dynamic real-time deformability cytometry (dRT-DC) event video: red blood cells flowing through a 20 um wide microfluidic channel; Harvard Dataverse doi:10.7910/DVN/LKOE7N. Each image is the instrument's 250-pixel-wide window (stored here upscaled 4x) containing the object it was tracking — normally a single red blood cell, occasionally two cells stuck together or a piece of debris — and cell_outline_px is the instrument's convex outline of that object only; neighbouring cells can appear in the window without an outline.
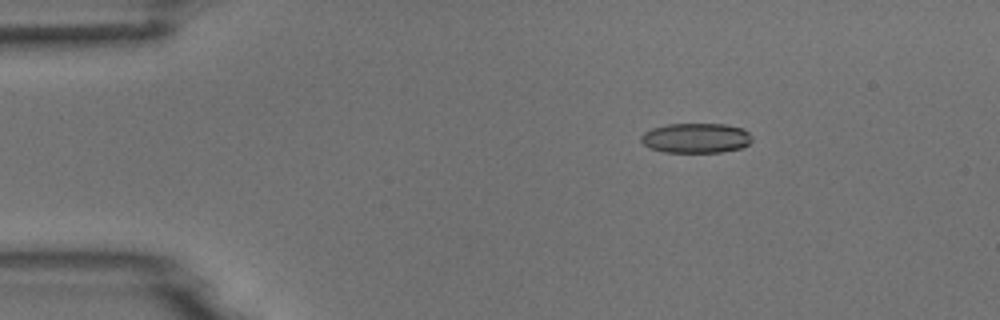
{"species": "common noctule bat (a hibernating species)", "species_latin": "Nyctalus noctula", "temperature_condition": "room temperature", "stored_images_in_passage": 5, "camera_frame_rate_fps": 3000, "um_per_image_px": 0.085, "animal": {"sex": "male", "body_mass_g": 18.8}, "frame": {"image": 1, "passage_image": 3, "time_ms": 0.667, "image_size_px": [1000, 320], "cell_outline_px": [[752, 140], [748, 144], [740, 148], [720, 152], [664, 152], [648, 148], [640, 140], [640, 136], [644, 132], [652, 128], [668, 124], [724, 124], [744, 128], [752, 136]], "centroid_in_image_um": [59.14, 11.73], "position_along_channel_um": 25.9, "area_um2": 19.42}}